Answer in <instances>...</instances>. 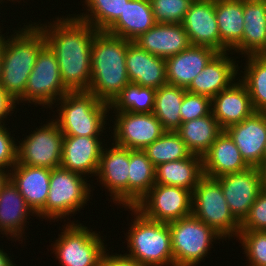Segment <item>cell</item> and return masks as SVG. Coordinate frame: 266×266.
<instances>
[{"mask_svg":"<svg viewBox=\"0 0 266 266\" xmlns=\"http://www.w3.org/2000/svg\"><path fill=\"white\" fill-rule=\"evenodd\" d=\"M50 174L49 168L19 163L10 169V179L35 214L45 206L49 193Z\"/></svg>","mask_w":266,"mask_h":266,"instance_id":"obj_25","label":"cell"},{"mask_svg":"<svg viewBox=\"0 0 266 266\" xmlns=\"http://www.w3.org/2000/svg\"><path fill=\"white\" fill-rule=\"evenodd\" d=\"M73 15L58 17L53 23L48 22V26L47 23L36 25L56 56L64 87L69 92L88 91L92 43L98 30Z\"/></svg>","mask_w":266,"mask_h":266,"instance_id":"obj_1","label":"cell"},{"mask_svg":"<svg viewBox=\"0 0 266 266\" xmlns=\"http://www.w3.org/2000/svg\"><path fill=\"white\" fill-rule=\"evenodd\" d=\"M112 145L108 149L103 147L96 176L114 203L128 207L129 149L113 142Z\"/></svg>","mask_w":266,"mask_h":266,"instance_id":"obj_15","label":"cell"},{"mask_svg":"<svg viewBox=\"0 0 266 266\" xmlns=\"http://www.w3.org/2000/svg\"><path fill=\"white\" fill-rule=\"evenodd\" d=\"M7 129L5 124L0 125V168L8 170L17 163V142Z\"/></svg>","mask_w":266,"mask_h":266,"instance_id":"obj_42","label":"cell"},{"mask_svg":"<svg viewBox=\"0 0 266 266\" xmlns=\"http://www.w3.org/2000/svg\"><path fill=\"white\" fill-rule=\"evenodd\" d=\"M175 132L192 154L203 156L223 129L211 112L204 117L182 122Z\"/></svg>","mask_w":266,"mask_h":266,"instance_id":"obj_31","label":"cell"},{"mask_svg":"<svg viewBox=\"0 0 266 266\" xmlns=\"http://www.w3.org/2000/svg\"><path fill=\"white\" fill-rule=\"evenodd\" d=\"M203 176L202 156L195 154L155 167V184L182 187L191 192Z\"/></svg>","mask_w":266,"mask_h":266,"instance_id":"obj_29","label":"cell"},{"mask_svg":"<svg viewBox=\"0 0 266 266\" xmlns=\"http://www.w3.org/2000/svg\"><path fill=\"white\" fill-rule=\"evenodd\" d=\"M17 101H15L3 87L0 86V125L5 124L7 116H11L14 113L13 109H16ZM10 114V115H9Z\"/></svg>","mask_w":266,"mask_h":266,"instance_id":"obj_44","label":"cell"},{"mask_svg":"<svg viewBox=\"0 0 266 266\" xmlns=\"http://www.w3.org/2000/svg\"><path fill=\"white\" fill-rule=\"evenodd\" d=\"M83 176V177H82ZM80 173L62 167L51 169L49 193L45 206L36 214L39 218L57 220L74 215L90 201L91 185ZM86 180V181H85ZM72 213V214H71ZM58 218V219H57Z\"/></svg>","mask_w":266,"mask_h":266,"instance_id":"obj_6","label":"cell"},{"mask_svg":"<svg viewBox=\"0 0 266 266\" xmlns=\"http://www.w3.org/2000/svg\"><path fill=\"white\" fill-rule=\"evenodd\" d=\"M156 89L133 83L127 84L109 104L115 112L152 113Z\"/></svg>","mask_w":266,"mask_h":266,"instance_id":"obj_34","label":"cell"},{"mask_svg":"<svg viewBox=\"0 0 266 266\" xmlns=\"http://www.w3.org/2000/svg\"><path fill=\"white\" fill-rule=\"evenodd\" d=\"M51 120L33 130L21 143L18 141L17 163L49 169L60 167L64 135L54 118Z\"/></svg>","mask_w":266,"mask_h":266,"instance_id":"obj_11","label":"cell"},{"mask_svg":"<svg viewBox=\"0 0 266 266\" xmlns=\"http://www.w3.org/2000/svg\"><path fill=\"white\" fill-rule=\"evenodd\" d=\"M226 52H217L193 79L186 91L211 99L238 80V64ZM237 64V65H236ZM236 76V77H235ZM235 79V80H234Z\"/></svg>","mask_w":266,"mask_h":266,"instance_id":"obj_19","label":"cell"},{"mask_svg":"<svg viewBox=\"0 0 266 266\" xmlns=\"http://www.w3.org/2000/svg\"><path fill=\"white\" fill-rule=\"evenodd\" d=\"M224 131L233 140L249 166L259 167L262 164L266 146V112L255 111Z\"/></svg>","mask_w":266,"mask_h":266,"instance_id":"obj_16","label":"cell"},{"mask_svg":"<svg viewBox=\"0 0 266 266\" xmlns=\"http://www.w3.org/2000/svg\"><path fill=\"white\" fill-rule=\"evenodd\" d=\"M237 238L249 261L248 266H266V231H240Z\"/></svg>","mask_w":266,"mask_h":266,"instance_id":"obj_38","label":"cell"},{"mask_svg":"<svg viewBox=\"0 0 266 266\" xmlns=\"http://www.w3.org/2000/svg\"><path fill=\"white\" fill-rule=\"evenodd\" d=\"M125 62L130 83L154 89L167 84L165 58L129 42Z\"/></svg>","mask_w":266,"mask_h":266,"instance_id":"obj_21","label":"cell"},{"mask_svg":"<svg viewBox=\"0 0 266 266\" xmlns=\"http://www.w3.org/2000/svg\"><path fill=\"white\" fill-rule=\"evenodd\" d=\"M156 23L181 24L193 0H150Z\"/></svg>","mask_w":266,"mask_h":266,"instance_id":"obj_39","label":"cell"},{"mask_svg":"<svg viewBox=\"0 0 266 266\" xmlns=\"http://www.w3.org/2000/svg\"><path fill=\"white\" fill-rule=\"evenodd\" d=\"M242 55H257L266 44V0H244Z\"/></svg>","mask_w":266,"mask_h":266,"instance_id":"obj_30","label":"cell"},{"mask_svg":"<svg viewBox=\"0 0 266 266\" xmlns=\"http://www.w3.org/2000/svg\"><path fill=\"white\" fill-rule=\"evenodd\" d=\"M240 79L246 86L255 111L266 112V61L257 55H248Z\"/></svg>","mask_w":266,"mask_h":266,"instance_id":"obj_35","label":"cell"},{"mask_svg":"<svg viewBox=\"0 0 266 266\" xmlns=\"http://www.w3.org/2000/svg\"><path fill=\"white\" fill-rule=\"evenodd\" d=\"M216 53L210 47L190 45L184 51L166 58L167 84L187 89Z\"/></svg>","mask_w":266,"mask_h":266,"instance_id":"obj_22","label":"cell"},{"mask_svg":"<svg viewBox=\"0 0 266 266\" xmlns=\"http://www.w3.org/2000/svg\"><path fill=\"white\" fill-rule=\"evenodd\" d=\"M129 42L106 31H98L95 34L88 91L102 102L110 104L130 83L125 62Z\"/></svg>","mask_w":266,"mask_h":266,"instance_id":"obj_3","label":"cell"},{"mask_svg":"<svg viewBox=\"0 0 266 266\" xmlns=\"http://www.w3.org/2000/svg\"><path fill=\"white\" fill-rule=\"evenodd\" d=\"M244 0H215V16L220 33V52L234 50L242 55ZM230 50V51H229Z\"/></svg>","mask_w":266,"mask_h":266,"instance_id":"obj_27","label":"cell"},{"mask_svg":"<svg viewBox=\"0 0 266 266\" xmlns=\"http://www.w3.org/2000/svg\"><path fill=\"white\" fill-rule=\"evenodd\" d=\"M186 89L166 84L156 89L153 114L165 131H176L182 121L180 108Z\"/></svg>","mask_w":266,"mask_h":266,"instance_id":"obj_33","label":"cell"},{"mask_svg":"<svg viewBox=\"0 0 266 266\" xmlns=\"http://www.w3.org/2000/svg\"><path fill=\"white\" fill-rule=\"evenodd\" d=\"M125 208L130 209L135 218L126 235L129 253L124 255L142 266H174L168 223L151 220L135 207Z\"/></svg>","mask_w":266,"mask_h":266,"instance_id":"obj_4","label":"cell"},{"mask_svg":"<svg viewBox=\"0 0 266 266\" xmlns=\"http://www.w3.org/2000/svg\"><path fill=\"white\" fill-rule=\"evenodd\" d=\"M129 0H85L86 11L76 15L98 31H106L123 14ZM88 13V14H87ZM90 13V14H89Z\"/></svg>","mask_w":266,"mask_h":266,"instance_id":"obj_37","label":"cell"},{"mask_svg":"<svg viewBox=\"0 0 266 266\" xmlns=\"http://www.w3.org/2000/svg\"><path fill=\"white\" fill-rule=\"evenodd\" d=\"M192 215L213 228L224 240L236 237L240 222L233 216L220 183L203 176L192 192Z\"/></svg>","mask_w":266,"mask_h":266,"instance_id":"obj_7","label":"cell"},{"mask_svg":"<svg viewBox=\"0 0 266 266\" xmlns=\"http://www.w3.org/2000/svg\"><path fill=\"white\" fill-rule=\"evenodd\" d=\"M266 161V146H265V151H264V154H263V162Z\"/></svg>","mask_w":266,"mask_h":266,"instance_id":"obj_50","label":"cell"},{"mask_svg":"<svg viewBox=\"0 0 266 266\" xmlns=\"http://www.w3.org/2000/svg\"><path fill=\"white\" fill-rule=\"evenodd\" d=\"M9 172H10V170L7 171V169L3 170L2 168H0V192H1L2 188H3V186L10 179V173Z\"/></svg>","mask_w":266,"mask_h":266,"instance_id":"obj_45","label":"cell"},{"mask_svg":"<svg viewBox=\"0 0 266 266\" xmlns=\"http://www.w3.org/2000/svg\"><path fill=\"white\" fill-rule=\"evenodd\" d=\"M7 266H16V264L11 261Z\"/></svg>","mask_w":266,"mask_h":266,"instance_id":"obj_51","label":"cell"},{"mask_svg":"<svg viewBox=\"0 0 266 266\" xmlns=\"http://www.w3.org/2000/svg\"><path fill=\"white\" fill-rule=\"evenodd\" d=\"M113 142L131 150H144L164 132L153 113L116 112Z\"/></svg>","mask_w":266,"mask_h":266,"instance_id":"obj_13","label":"cell"},{"mask_svg":"<svg viewBox=\"0 0 266 266\" xmlns=\"http://www.w3.org/2000/svg\"><path fill=\"white\" fill-rule=\"evenodd\" d=\"M154 185L155 167L146 153L129 149L128 207H135Z\"/></svg>","mask_w":266,"mask_h":266,"instance_id":"obj_32","label":"cell"},{"mask_svg":"<svg viewBox=\"0 0 266 266\" xmlns=\"http://www.w3.org/2000/svg\"><path fill=\"white\" fill-rule=\"evenodd\" d=\"M135 208L151 220L169 223L192 214V192L182 187L155 184Z\"/></svg>","mask_w":266,"mask_h":266,"instance_id":"obj_12","label":"cell"},{"mask_svg":"<svg viewBox=\"0 0 266 266\" xmlns=\"http://www.w3.org/2000/svg\"><path fill=\"white\" fill-rule=\"evenodd\" d=\"M211 112L223 130L255 112L250 94L240 78L211 99Z\"/></svg>","mask_w":266,"mask_h":266,"instance_id":"obj_20","label":"cell"},{"mask_svg":"<svg viewBox=\"0 0 266 266\" xmlns=\"http://www.w3.org/2000/svg\"><path fill=\"white\" fill-rule=\"evenodd\" d=\"M67 92L69 91L62 82L56 56L46 44L36 58L20 103L28 101L27 103L44 107L46 105L52 109V105L57 103Z\"/></svg>","mask_w":266,"mask_h":266,"instance_id":"obj_10","label":"cell"},{"mask_svg":"<svg viewBox=\"0 0 266 266\" xmlns=\"http://www.w3.org/2000/svg\"><path fill=\"white\" fill-rule=\"evenodd\" d=\"M259 171L261 174L262 188L266 190V161L262 162V164L259 166Z\"/></svg>","mask_w":266,"mask_h":266,"instance_id":"obj_46","label":"cell"},{"mask_svg":"<svg viewBox=\"0 0 266 266\" xmlns=\"http://www.w3.org/2000/svg\"><path fill=\"white\" fill-rule=\"evenodd\" d=\"M202 164L203 175L215 179L250 167L242 158L238 147L224 130L202 156Z\"/></svg>","mask_w":266,"mask_h":266,"instance_id":"obj_24","label":"cell"},{"mask_svg":"<svg viewBox=\"0 0 266 266\" xmlns=\"http://www.w3.org/2000/svg\"><path fill=\"white\" fill-rule=\"evenodd\" d=\"M174 266H196L202 262L214 240L224 239L192 214L168 223ZM214 239V240H213Z\"/></svg>","mask_w":266,"mask_h":266,"instance_id":"obj_8","label":"cell"},{"mask_svg":"<svg viewBox=\"0 0 266 266\" xmlns=\"http://www.w3.org/2000/svg\"><path fill=\"white\" fill-rule=\"evenodd\" d=\"M99 266H142L138 264L134 259H131L124 254H111L109 252L104 254L101 257Z\"/></svg>","mask_w":266,"mask_h":266,"instance_id":"obj_43","label":"cell"},{"mask_svg":"<svg viewBox=\"0 0 266 266\" xmlns=\"http://www.w3.org/2000/svg\"><path fill=\"white\" fill-rule=\"evenodd\" d=\"M35 213L27 205L17 186L11 179L3 186L0 192V232L19 240L23 236L24 228L30 220L29 215ZM26 223V224H25Z\"/></svg>","mask_w":266,"mask_h":266,"instance_id":"obj_26","label":"cell"},{"mask_svg":"<svg viewBox=\"0 0 266 266\" xmlns=\"http://www.w3.org/2000/svg\"><path fill=\"white\" fill-rule=\"evenodd\" d=\"M154 167L189 157L192 153L175 131H165L143 150Z\"/></svg>","mask_w":266,"mask_h":266,"instance_id":"obj_36","label":"cell"},{"mask_svg":"<svg viewBox=\"0 0 266 266\" xmlns=\"http://www.w3.org/2000/svg\"><path fill=\"white\" fill-rule=\"evenodd\" d=\"M233 216L241 223L251 206L263 190L259 167L250 166L245 170L216 178Z\"/></svg>","mask_w":266,"mask_h":266,"instance_id":"obj_14","label":"cell"},{"mask_svg":"<svg viewBox=\"0 0 266 266\" xmlns=\"http://www.w3.org/2000/svg\"><path fill=\"white\" fill-rule=\"evenodd\" d=\"M102 143L100 137L64 136L60 167L84 176H96L104 147Z\"/></svg>","mask_w":266,"mask_h":266,"instance_id":"obj_18","label":"cell"},{"mask_svg":"<svg viewBox=\"0 0 266 266\" xmlns=\"http://www.w3.org/2000/svg\"><path fill=\"white\" fill-rule=\"evenodd\" d=\"M1 74H2V57L0 52V82H1Z\"/></svg>","mask_w":266,"mask_h":266,"instance_id":"obj_49","label":"cell"},{"mask_svg":"<svg viewBox=\"0 0 266 266\" xmlns=\"http://www.w3.org/2000/svg\"><path fill=\"white\" fill-rule=\"evenodd\" d=\"M240 231H266V190H262L240 223Z\"/></svg>","mask_w":266,"mask_h":266,"instance_id":"obj_41","label":"cell"},{"mask_svg":"<svg viewBox=\"0 0 266 266\" xmlns=\"http://www.w3.org/2000/svg\"><path fill=\"white\" fill-rule=\"evenodd\" d=\"M211 113V98L185 92L180 108L181 121L186 122L201 118Z\"/></svg>","mask_w":266,"mask_h":266,"instance_id":"obj_40","label":"cell"},{"mask_svg":"<svg viewBox=\"0 0 266 266\" xmlns=\"http://www.w3.org/2000/svg\"><path fill=\"white\" fill-rule=\"evenodd\" d=\"M11 261L8 254L0 248V266H7Z\"/></svg>","mask_w":266,"mask_h":266,"instance_id":"obj_47","label":"cell"},{"mask_svg":"<svg viewBox=\"0 0 266 266\" xmlns=\"http://www.w3.org/2000/svg\"><path fill=\"white\" fill-rule=\"evenodd\" d=\"M155 24L150 0H129L125 4L123 14L106 32L133 42Z\"/></svg>","mask_w":266,"mask_h":266,"instance_id":"obj_28","label":"cell"},{"mask_svg":"<svg viewBox=\"0 0 266 266\" xmlns=\"http://www.w3.org/2000/svg\"><path fill=\"white\" fill-rule=\"evenodd\" d=\"M133 42L147 52L165 59L191 45L182 24L176 23H156Z\"/></svg>","mask_w":266,"mask_h":266,"instance_id":"obj_23","label":"cell"},{"mask_svg":"<svg viewBox=\"0 0 266 266\" xmlns=\"http://www.w3.org/2000/svg\"><path fill=\"white\" fill-rule=\"evenodd\" d=\"M19 30H14L15 33L11 36L5 37L0 34L2 57L0 86L17 101V104H20L19 101L23 99L27 80L34 68L36 58L46 45L45 36L36 23L24 25Z\"/></svg>","mask_w":266,"mask_h":266,"instance_id":"obj_2","label":"cell"},{"mask_svg":"<svg viewBox=\"0 0 266 266\" xmlns=\"http://www.w3.org/2000/svg\"><path fill=\"white\" fill-rule=\"evenodd\" d=\"M74 222L65 224L60 237L52 244L56 259L61 266H99L106 251L102 236Z\"/></svg>","mask_w":266,"mask_h":266,"instance_id":"obj_9","label":"cell"},{"mask_svg":"<svg viewBox=\"0 0 266 266\" xmlns=\"http://www.w3.org/2000/svg\"><path fill=\"white\" fill-rule=\"evenodd\" d=\"M257 56L266 61V44L262 48V50L257 54Z\"/></svg>","mask_w":266,"mask_h":266,"instance_id":"obj_48","label":"cell"},{"mask_svg":"<svg viewBox=\"0 0 266 266\" xmlns=\"http://www.w3.org/2000/svg\"><path fill=\"white\" fill-rule=\"evenodd\" d=\"M58 101L56 105H61L57 107L59 113L55 121L64 136H103L109 104L89 91L67 92Z\"/></svg>","mask_w":266,"mask_h":266,"instance_id":"obj_5","label":"cell"},{"mask_svg":"<svg viewBox=\"0 0 266 266\" xmlns=\"http://www.w3.org/2000/svg\"><path fill=\"white\" fill-rule=\"evenodd\" d=\"M181 24L191 45L206 46L220 52L215 0H193Z\"/></svg>","mask_w":266,"mask_h":266,"instance_id":"obj_17","label":"cell"}]
</instances>
